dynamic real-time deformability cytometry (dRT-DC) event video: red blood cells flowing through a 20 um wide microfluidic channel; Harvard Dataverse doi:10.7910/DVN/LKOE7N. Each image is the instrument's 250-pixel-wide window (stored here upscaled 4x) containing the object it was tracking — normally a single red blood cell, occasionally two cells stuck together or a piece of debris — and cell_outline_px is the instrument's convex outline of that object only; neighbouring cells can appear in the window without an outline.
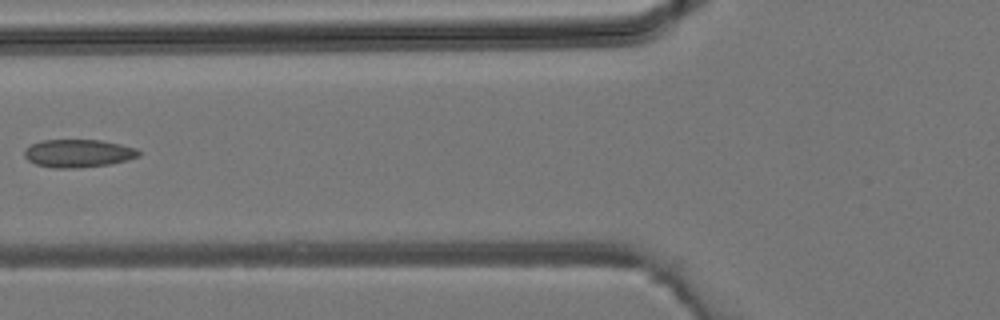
{"species": "common noctule bat (a hibernating species)", "species_latin": "Nyctalus noctula", "temperature_condition": "room temperature", "stored_images_in_passage": 4, "camera_frame_rate_fps": 3000, "um_per_image_px": 0.085, "animal": {"sex": "male", "body_mass_g": 19.2, "forearm_length_mm": 51.8}, "frame": {"image": 1, "passage_image": 4, "time_ms": 1.0, "image_size_px": [1000, 320], "cell_outline_px": [[140, 156], [128, 160], [112, 164], [80, 168], [52, 168], [36, 164], [28, 160], [24, 156], [24, 148], [32, 144], [44, 140], [100, 140], [120, 144], [136, 148], [140, 152]], "centroid_in_image_um": [6.66, 13.04], "position_along_channel_um": 119.1, "area_um2": 18.79}}